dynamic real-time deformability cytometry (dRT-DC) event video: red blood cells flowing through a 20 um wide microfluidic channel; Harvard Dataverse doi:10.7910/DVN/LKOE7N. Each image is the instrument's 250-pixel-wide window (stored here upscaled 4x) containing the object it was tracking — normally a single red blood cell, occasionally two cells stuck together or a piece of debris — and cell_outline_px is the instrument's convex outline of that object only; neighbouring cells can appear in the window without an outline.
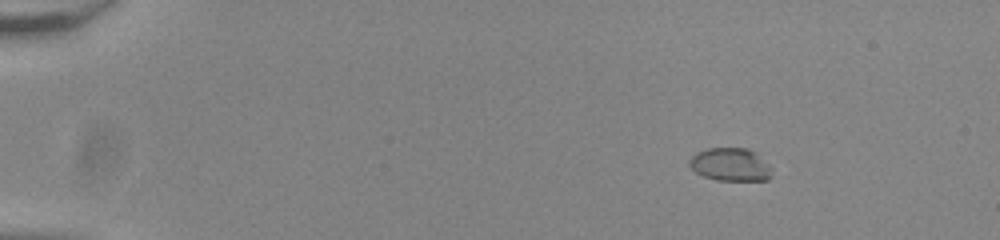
{"species": "common noctule bat (a hibernating species)", "species_latin": "Nyctalus noctula", "temperature_condition": "room temperature", "stored_images_in_passage": 48, "camera_frame_rate_fps": 3000, "um_per_image_px": 0.085, "animal": {"sex": "male", "body_mass_g": 20.0, "forearm_length_mm": 53.3}, "frame": {"image": 1, "passage_image": 1, "time_ms": 0.0, "image_size_px": [1000, 240], "cell_outline_px": [[772, 168], [768, 180], [716, 180], [704, 176], [696, 172], [688, 164], [688, 160], [696, 152], [708, 148], [748, 148], [756, 152]], "centroid_in_image_um": [62.08, 13.97], "position_along_channel_um": 22.9, "area_um2": 15.9}}
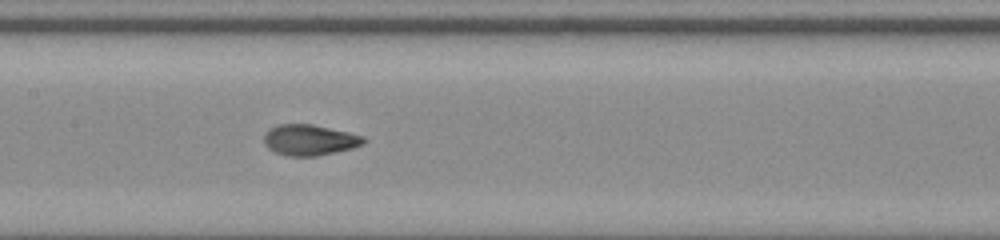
{"frame": {"image": 2, "passage_image": 22, "time_ms": 7.0, "image_size_px": [1000, 240], "cell_outline_px": [[368, 140], [364, 144], [352, 148], [316, 156], [288, 156], [276, 152], [268, 148], [264, 144], [264, 132], [268, 128], [280, 124], [312, 124], [348, 132], [364, 136]], "centroid_in_image_um": [26.3, 11.89], "position_along_channel_um": 181.1, "area_um2": 17.98}}
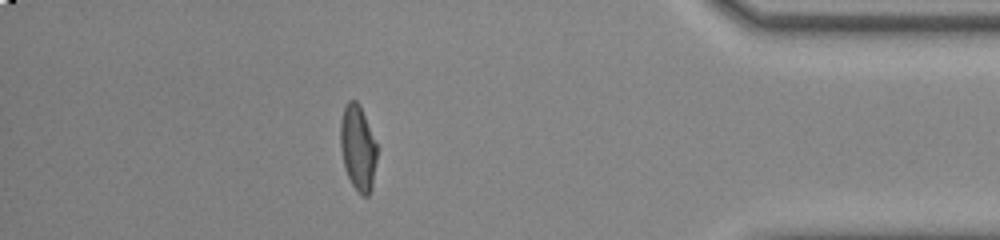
{"frame": {"image": 3, "passage_image": 42, "time_ms": 13.667, "image_size_px": [1000, 240], "cell_outline_px": [[376, 160], [372, 188], [368, 196], [364, 196], [352, 184], [344, 168], [340, 148], [340, 120], [344, 108], [348, 100], [356, 100], [360, 104], [376, 144]], "centroid_in_image_um": [30.4, 12.54], "position_along_channel_um": 404.8, "area_um2": 18.09}, "authors_computed_cell_mechanics": {"area_um2": 17.8024, "velocity_mm_per_s": 3.8597, "shape_relaxation_time_tau1_ms": 4.9214, "shape_relaxation_time_tau2_ms": 0.6917, "deformation_change_tau1": 0.1748, "deformation_change_tau2": 0.0577}}